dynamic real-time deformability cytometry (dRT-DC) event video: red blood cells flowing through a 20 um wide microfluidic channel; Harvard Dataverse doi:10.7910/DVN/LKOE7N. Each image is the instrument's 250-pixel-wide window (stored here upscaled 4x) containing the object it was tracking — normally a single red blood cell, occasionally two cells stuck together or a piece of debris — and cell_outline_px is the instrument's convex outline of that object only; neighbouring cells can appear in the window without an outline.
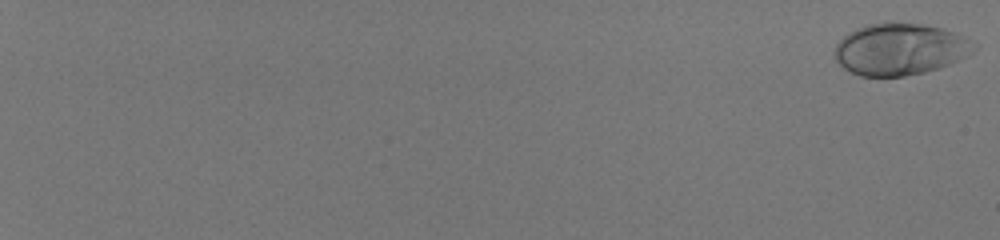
{"species": "human", "species_latin": "Homo sapiens", "temperature_condition": "room temperature", "stored_images_in_passage": 58, "camera_frame_rate_fps": 3000, "um_per_image_px": 0.085, "donor": {"sex": "male"}, "frame": {"image": 1, "passage_image": 1, "time_ms": 0.0, "image_size_px": [1000, 240], "cell_outline_px": [[980, 44], [972, 52], [940, 68], [924, 72], [904, 76], [860, 76], [844, 68], [836, 60], [832, 52], [836, 44], [848, 32], [856, 28], [868, 24], [888, 20], [924, 24], [944, 28], [964, 36]], "centroid_in_image_um": [76.49, 4.15], "position_along_channel_um": 8.5, "area_um2": 42.66}}
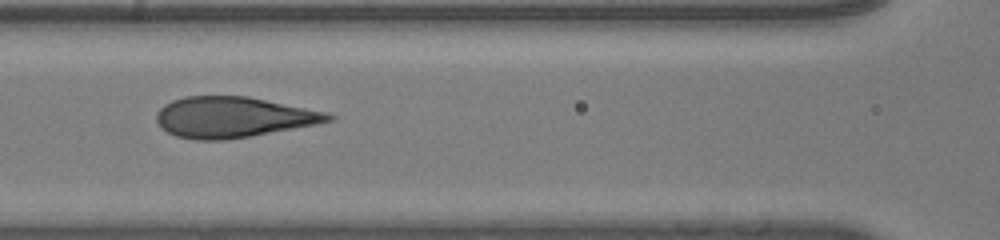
{"frame": {"image": 2, "passage_image": 33, "time_ms": 10.667, "image_size_px": [1000, 240], "cell_outline_px": [[336, 120], [316, 124], [248, 136], [220, 140], [196, 140], [176, 136], [160, 128], [156, 120], [156, 112], [164, 104], [172, 100], [184, 96], [248, 96], [328, 112], [336, 116]], "centroid_in_image_um": [19.8, 9.95], "position_along_channel_um": 146.8, "area_um2": 40.75}}
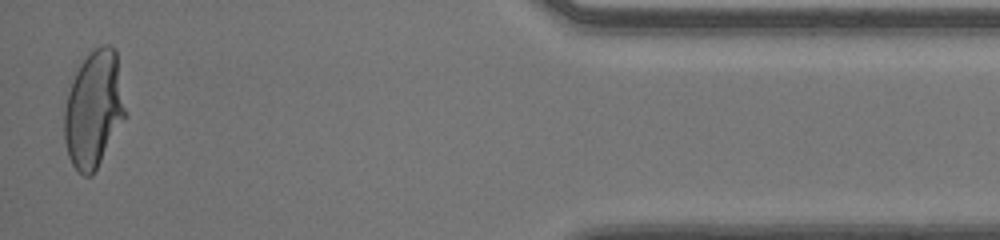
{"frame": {"image": 3, "passage_image": 57, "time_ms": 18.667, "image_size_px": [1000, 240], "cell_outline_px": [[128, 116], [92, 176], [84, 176], [72, 164], [68, 156], [64, 140], [64, 108], [68, 92], [72, 80], [80, 64], [88, 52], [104, 44], [108, 44], [116, 52]], "centroid_in_image_um": [7.99, 9.3], "position_along_channel_um": 427.2, "area_um2": 42.02}, "authors_computed_cell_mechanics": {"area_um2": 40.749, "velocity_mm_per_s": 4.1111, "shape_relaxation_time_tau1_ms": 4.1398, "shape_relaxation_time_tau2_ms": null, "deformation_change_tau1": 0.2025, "deformation_change_tau2": null}}